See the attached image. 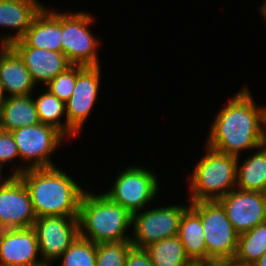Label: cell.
Returning a JSON list of instances; mask_svg holds the SVG:
<instances>
[{"label": "cell", "mask_w": 266, "mask_h": 266, "mask_svg": "<svg viewBox=\"0 0 266 266\" xmlns=\"http://www.w3.org/2000/svg\"><path fill=\"white\" fill-rule=\"evenodd\" d=\"M247 86L215 115L207 138L208 147L240 157V152L259 149L266 142V107H258ZM250 149V150H249Z\"/></svg>", "instance_id": "1"}, {"label": "cell", "mask_w": 266, "mask_h": 266, "mask_svg": "<svg viewBox=\"0 0 266 266\" xmlns=\"http://www.w3.org/2000/svg\"><path fill=\"white\" fill-rule=\"evenodd\" d=\"M29 191L36 217L78 216L83 193L59 167L26 169L19 175Z\"/></svg>", "instance_id": "2"}, {"label": "cell", "mask_w": 266, "mask_h": 266, "mask_svg": "<svg viewBox=\"0 0 266 266\" xmlns=\"http://www.w3.org/2000/svg\"><path fill=\"white\" fill-rule=\"evenodd\" d=\"M79 236L98 243L130 240L132 214L105 194L83 193L79 204ZM126 233V234H125Z\"/></svg>", "instance_id": "3"}, {"label": "cell", "mask_w": 266, "mask_h": 266, "mask_svg": "<svg viewBox=\"0 0 266 266\" xmlns=\"http://www.w3.org/2000/svg\"><path fill=\"white\" fill-rule=\"evenodd\" d=\"M189 176L191 202L218 201L236 187L238 157L218 152L207 145Z\"/></svg>", "instance_id": "4"}, {"label": "cell", "mask_w": 266, "mask_h": 266, "mask_svg": "<svg viewBox=\"0 0 266 266\" xmlns=\"http://www.w3.org/2000/svg\"><path fill=\"white\" fill-rule=\"evenodd\" d=\"M189 207L201 218L207 247V262L233 260L239 233L218 201L189 202Z\"/></svg>", "instance_id": "5"}, {"label": "cell", "mask_w": 266, "mask_h": 266, "mask_svg": "<svg viewBox=\"0 0 266 266\" xmlns=\"http://www.w3.org/2000/svg\"><path fill=\"white\" fill-rule=\"evenodd\" d=\"M10 132L17 144L20 159L26 165H16L12 172L14 176H19L26 169L55 167L50 155L67 138L54 126L43 123L16 128Z\"/></svg>", "instance_id": "6"}, {"label": "cell", "mask_w": 266, "mask_h": 266, "mask_svg": "<svg viewBox=\"0 0 266 266\" xmlns=\"http://www.w3.org/2000/svg\"><path fill=\"white\" fill-rule=\"evenodd\" d=\"M115 177L112 188L103 194L132 215L147 208L157 197L159 180L151 169L132 165Z\"/></svg>", "instance_id": "7"}, {"label": "cell", "mask_w": 266, "mask_h": 266, "mask_svg": "<svg viewBox=\"0 0 266 266\" xmlns=\"http://www.w3.org/2000/svg\"><path fill=\"white\" fill-rule=\"evenodd\" d=\"M94 16L86 12L62 13V53L72 65L100 66L97 50L98 38L91 33L89 26Z\"/></svg>", "instance_id": "8"}, {"label": "cell", "mask_w": 266, "mask_h": 266, "mask_svg": "<svg viewBox=\"0 0 266 266\" xmlns=\"http://www.w3.org/2000/svg\"><path fill=\"white\" fill-rule=\"evenodd\" d=\"M188 207L187 204L159 206L133 214L134 233L130 237L133 246L146 248L161 239L177 236L181 216Z\"/></svg>", "instance_id": "9"}, {"label": "cell", "mask_w": 266, "mask_h": 266, "mask_svg": "<svg viewBox=\"0 0 266 266\" xmlns=\"http://www.w3.org/2000/svg\"><path fill=\"white\" fill-rule=\"evenodd\" d=\"M101 66L76 65V82L72 95L65 102L67 137H77L90 115L100 89Z\"/></svg>", "instance_id": "10"}, {"label": "cell", "mask_w": 266, "mask_h": 266, "mask_svg": "<svg viewBox=\"0 0 266 266\" xmlns=\"http://www.w3.org/2000/svg\"><path fill=\"white\" fill-rule=\"evenodd\" d=\"M43 263L60 259L79 236L78 216L38 217L33 225Z\"/></svg>", "instance_id": "11"}, {"label": "cell", "mask_w": 266, "mask_h": 266, "mask_svg": "<svg viewBox=\"0 0 266 266\" xmlns=\"http://www.w3.org/2000/svg\"><path fill=\"white\" fill-rule=\"evenodd\" d=\"M218 202L239 234L266 221V193L235 188Z\"/></svg>", "instance_id": "12"}, {"label": "cell", "mask_w": 266, "mask_h": 266, "mask_svg": "<svg viewBox=\"0 0 266 266\" xmlns=\"http://www.w3.org/2000/svg\"><path fill=\"white\" fill-rule=\"evenodd\" d=\"M37 219L29 191L19 176L0 188V230L31 228Z\"/></svg>", "instance_id": "13"}, {"label": "cell", "mask_w": 266, "mask_h": 266, "mask_svg": "<svg viewBox=\"0 0 266 266\" xmlns=\"http://www.w3.org/2000/svg\"><path fill=\"white\" fill-rule=\"evenodd\" d=\"M38 254L39 243L33 227L0 230V266H38L43 263Z\"/></svg>", "instance_id": "14"}, {"label": "cell", "mask_w": 266, "mask_h": 266, "mask_svg": "<svg viewBox=\"0 0 266 266\" xmlns=\"http://www.w3.org/2000/svg\"><path fill=\"white\" fill-rule=\"evenodd\" d=\"M22 58L34 84L45 86L72 64L62 52L28 47L21 39L10 45Z\"/></svg>", "instance_id": "15"}, {"label": "cell", "mask_w": 266, "mask_h": 266, "mask_svg": "<svg viewBox=\"0 0 266 266\" xmlns=\"http://www.w3.org/2000/svg\"><path fill=\"white\" fill-rule=\"evenodd\" d=\"M62 12L43 7L21 40L28 47L62 52Z\"/></svg>", "instance_id": "16"}, {"label": "cell", "mask_w": 266, "mask_h": 266, "mask_svg": "<svg viewBox=\"0 0 266 266\" xmlns=\"http://www.w3.org/2000/svg\"><path fill=\"white\" fill-rule=\"evenodd\" d=\"M0 49V80L6 97L33 95L36 85L22 58L10 45Z\"/></svg>", "instance_id": "17"}, {"label": "cell", "mask_w": 266, "mask_h": 266, "mask_svg": "<svg viewBox=\"0 0 266 266\" xmlns=\"http://www.w3.org/2000/svg\"><path fill=\"white\" fill-rule=\"evenodd\" d=\"M43 7L44 4L39 0H0V27L17 32L12 36L2 35L0 46L20 40Z\"/></svg>", "instance_id": "18"}, {"label": "cell", "mask_w": 266, "mask_h": 266, "mask_svg": "<svg viewBox=\"0 0 266 266\" xmlns=\"http://www.w3.org/2000/svg\"><path fill=\"white\" fill-rule=\"evenodd\" d=\"M40 120L31 95L6 97L0 107V130L39 124Z\"/></svg>", "instance_id": "19"}, {"label": "cell", "mask_w": 266, "mask_h": 266, "mask_svg": "<svg viewBox=\"0 0 266 266\" xmlns=\"http://www.w3.org/2000/svg\"><path fill=\"white\" fill-rule=\"evenodd\" d=\"M178 236L191 261L207 262V247L202 221L190 207L181 216Z\"/></svg>", "instance_id": "20"}, {"label": "cell", "mask_w": 266, "mask_h": 266, "mask_svg": "<svg viewBox=\"0 0 266 266\" xmlns=\"http://www.w3.org/2000/svg\"><path fill=\"white\" fill-rule=\"evenodd\" d=\"M237 159L236 188L243 191L266 193V143L240 165ZM238 186V187H237Z\"/></svg>", "instance_id": "21"}, {"label": "cell", "mask_w": 266, "mask_h": 266, "mask_svg": "<svg viewBox=\"0 0 266 266\" xmlns=\"http://www.w3.org/2000/svg\"><path fill=\"white\" fill-rule=\"evenodd\" d=\"M145 249L153 266H187L192 262L178 235L161 239Z\"/></svg>", "instance_id": "22"}, {"label": "cell", "mask_w": 266, "mask_h": 266, "mask_svg": "<svg viewBox=\"0 0 266 266\" xmlns=\"http://www.w3.org/2000/svg\"><path fill=\"white\" fill-rule=\"evenodd\" d=\"M264 253H266V221L252 230L239 234L233 260L252 266Z\"/></svg>", "instance_id": "23"}, {"label": "cell", "mask_w": 266, "mask_h": 266, "mask_svg": "<svg viewBox=\"0 0 266 266\" xmlns=\"http://www.w3.org/2000/svg\"><path fill=\"white\" fill-rule=\"evenodd\" d=\"M33 100L40 123L54 126L67 137V121L61 122L62 116H66L65 103L47 88Z\"/></svg>", "instance_id": "24"}, {"label": "cell", "mask_w": 266, "mask_h": 266, "mask_svg": "<svg viewBox=\"0 0 266 266\" xmlns=\"http://www.w3.org/2000/svg\"><path fill=\"white\" fill-rule=\"evenodd\" d=\"M61 258L60 266H96V244L78 236Z\"/></svg>", "instance_id": "25"}, {"label": "cell", "mask_w": 266, "mask_h": 266, "mask_svg": "<svg viewBox=\"0 0 266 266\" xmlns=\"http://www.w3.org/2000/svg\"><path fill=\"white\" fill-rule=\"evenodd\" d=\"M131 240L96 244V266H125Z\"/></svg>", "instance_id": "26"}, {"label": "cell", "mask_w": 266, "mask_h": 266, "mask_svg": "<svg viewBox=\"0 0 266 266\" xmlns=\"http://www.w3.org/2000/svg\"><path fill=\"white\" fill-rule=\"evenodd\" d=\"M76 82V65H71L58 74L47 85V89L64 103L73 93Z\"/></svg>", "instance_id": "27"}, {"label": "cell", "mask_w": 266, "mask_h": 266, "mask_svg": "<svg viewBox=\"0 0 266 266\" xmlns=\"http://www.w3.org/2000/svg\"><path fill=\"white\" fill-rule=\"evenodd\" d=\"M16 158L20 159V155L11 132L0 130V164L5 166Z\"/></svg>", "instance_id": "28"}, {"label": "cell", "mask_w": 266, "mask_h": 266, "mask_svg": "<svg viewBox=\"0 0 266 266\" xmlns=\"http://www.w3.org/2000/svg\"><path fill=\"white\" fill-rule=\"evenodd\" d=\"M125 266H153L145 248L132 246L126 256Z\"/></svg>", "instance_id": "29"}, {"label": "cell", "mask_w": 266, "mask_h": 266, "mask_svg": "<svg viewBox=\"0 0 266 266\" xmlns=\"http://www.w3.org/2000/svg\"><path fill=\"white\" fill-rule=\"evenodd\" d=\"M3 166H4L3 164H0V185L1 186L6 185L14 177L12 173L7 178L6 177L4 178L3 176H1V172L3 171V168H2Z\"/></svg>", "instance_id": "30"}, {"label": "cell", "mask_w": 266, "mask_h": 266, "mask_svg": "<svg viewBox=\"0 0 266 266\" xmlns=\"http://www.w3.org/2000/svg\"><path fill=\"white\" fill-rule=\"evenodd\" d=\"M252 266H266V253L263 254Z\"/></svg>", "instance_id": "31"}, {"label": "cell", "mask_w": 266, "mask_h": 266, "mask_svg": "<svg viewBox=\"0 0 266 266\" xmlns=\"http://www.w3.org/2000/svg\"><path fill=\"white\" fill-rule=\"evenodd\" d=\"M225 266H251V265L240 264L234 260H225Z\"/></svg>", "instance_id": "32"}, {"label": "cell", "mask_w": 266, "mask_h": 266, "mask_svg": "<svg viewBox=\"0 0 266 266\" xmlns=\"http://www.w3.org/2000/svg\"><path fill=\"white\" fill-rule=\"evenodd\" d=\"M5 99H6V95L4 93L2 82L0 80V107H1V104L4 102Z\"/></svg>", "instance_id": "33"}, {"label": "cell", "mask_w": 266, "mask_h": 266, "mask_svg": "<svg viewBox=\"0 0 266 266\" xmlns=\"http://www.w3.org/2000/svg\"><path fill=\"white\" fill-rule=\"evenodd\" d=\"M205 266H225V260L219 262H205Z\"/></svg>", "instance_id": "34"}, {"label": "cell", "mask_w": 266, "mask_h": 266, "mask_svg": "<svg viewBox=\"0 0 266 266\" xmlns=\"http://www.w3.org/2000/svg\"><path fill=\"white\" fill-rule=\"evenodd\" d=\"M187 266H205V262H196V261H192L190 264H188Z\"/></svg>", "instance_id": "35"}, {"label": "cell", "mask_w": 266, "mask_h": 266, "mask_svg": "<svg viewBox=\"0 0 266 266\" xmlns=\"http://www.w3.org/2000/svg\"><path fill=\"white\" fill-rule=\"evenodd\" d=\"M260 13H262L264 10H266V0L263 2V4L259 7Z\"/></svg>", "instance_id": "36"}, {"label": "cell", "mask_w": 266, "mask_h": 266, "mask_svg": "<svg viewBox=\"0 0 266 266\" xmlns=\"http://www.w3.org/2000/svg\"><path fill=\"white\" fill-rule=\"evenodd\" d=\"M52 264L50 263H42L41 265H38V266H51Z\"/></svg>", "instance_id": "37"}, {"label": "cell", "mask_w": 266, "mask_h": 266, "mask_svg": "<svg viewBox=\"0 0 266 266\" xmlns=\"http://www.w3.org/2000/svg\"><path fill=\"white\" fill-rule=\"evenodd\" d=\"M261 14L263 15L264 19H266V10H264Z\"/></svg>", "instance_id": "38"}]
</instances>
